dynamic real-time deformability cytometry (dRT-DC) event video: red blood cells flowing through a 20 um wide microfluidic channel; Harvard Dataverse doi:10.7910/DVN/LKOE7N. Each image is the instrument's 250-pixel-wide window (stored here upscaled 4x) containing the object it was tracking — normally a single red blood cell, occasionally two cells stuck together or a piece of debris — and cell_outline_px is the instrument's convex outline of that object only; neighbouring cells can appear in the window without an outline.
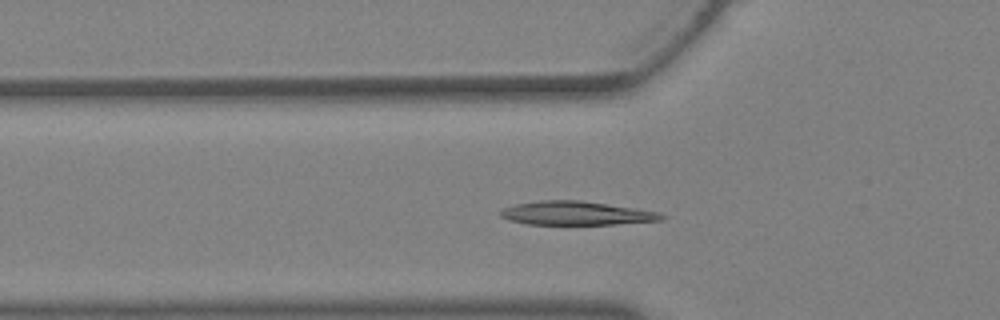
{"species": "Egyptian fruit bat (a non-hibernating species)", "species_latin": "Rousettus aegyptiacus", "temperature_condition": "warm", "stored_images_in_passage": 32, "camera_frame_rate_fps": 3000, "um_per_image_px": 0.085, "animal": {"sex": "female"}, "frame": {"image": 1, "passage_image": 7, "time_ms": 2.0, "image_size_px": [1000, 320], "cell_outline_px": [[668, 216], [660, 220], [616, 224], [528, 224], [508, 220], [500, 216], [496, 212], [500, 208], [516, 204], [544, 200], [580, 200], [660, 212]], "centroid_in_image_um": [48.92, 18.12], "position_along_channel_um": 76.9, "area_um2": 22.25}}
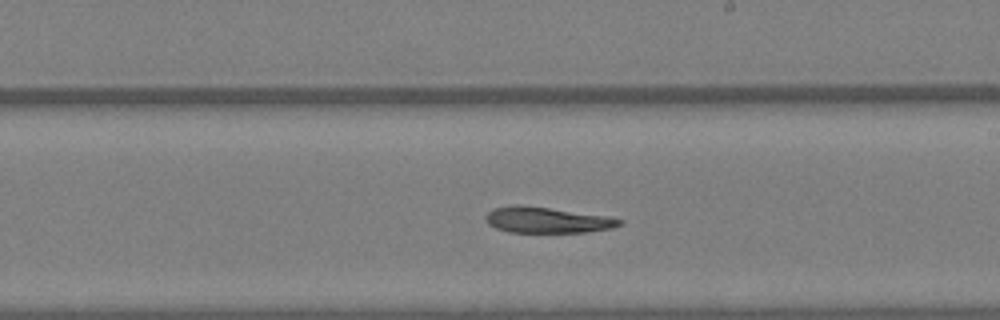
{"frame": {"image": 2, "passage_image": 16, "time_ms": 5.0, "image_size_px": [1000, 320], "cell_outline_px": [[624, 220], [620, 224], [612, 228], [588, 232], [508, 232], [496, 228], [488, 224], [484, 220], [484, 216], [492, 208], [512, 204], [520, 204], [608, 216]], "centroid_in_image_um": [46.44, 18.69], "position_along_channel_um": 242.6, "area_um2": 20.35}}
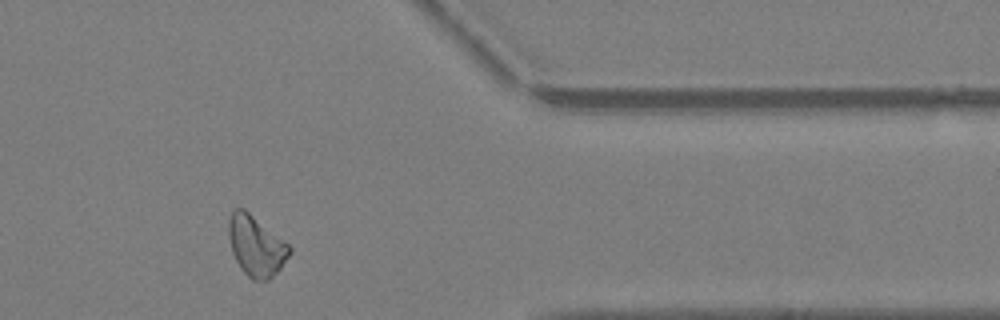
{"frame": {"image": 3, "passage_image": 25, "time_ms": 8.0, "image_size_px": [1000, 320], "cell_outline_px": [[292, 252], [280, 268], [268, 280], [252, 280], [240, 268], [232, 252], [228, 236], [228, 220], [232, 212], [236, 208], [244, 208], [288, 244], [292, 248]], "centroid_in_image_um": [21.75, 20.9], "position_along_channel_um": 389.7, "area_um2": 21.21}}